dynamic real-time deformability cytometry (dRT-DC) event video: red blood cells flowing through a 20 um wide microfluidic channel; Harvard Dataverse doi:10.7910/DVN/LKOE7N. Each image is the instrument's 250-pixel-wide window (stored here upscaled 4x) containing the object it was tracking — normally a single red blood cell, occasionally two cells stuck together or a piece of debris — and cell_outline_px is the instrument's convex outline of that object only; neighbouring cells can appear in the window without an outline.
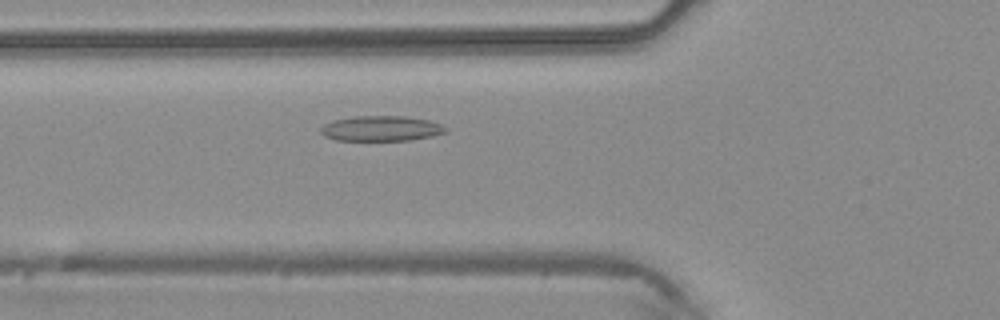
{"species": "common noctule bat (a hibernating species)", "species_latin": "Nyctalus noctula", "temperature_condition": "warm", "stored_images_in_passage": 41, "camera_frame_rate_fps": 3000, "um_per_image_px": 0.085, "animal": {"sex": "male", "body_mass_g": 20.4}, "frame": {"image": 1, "passage_image": 12, "time_ms": 3.667, "image_size_px": [1000, 320], "cell_outline_px": [[448, 132], [432, 136], [408, 140], [336, 140], [324, 136], [320, 132], [320, 128], [324, 124], [332, 120], [352, 116], [404, 116], [428, 120], [440, 124], [448, 128]], "centroid_in_image_um": [32.38, 10.91], "position_along_channel_um": 93.4, "area_um2": 18.44}}
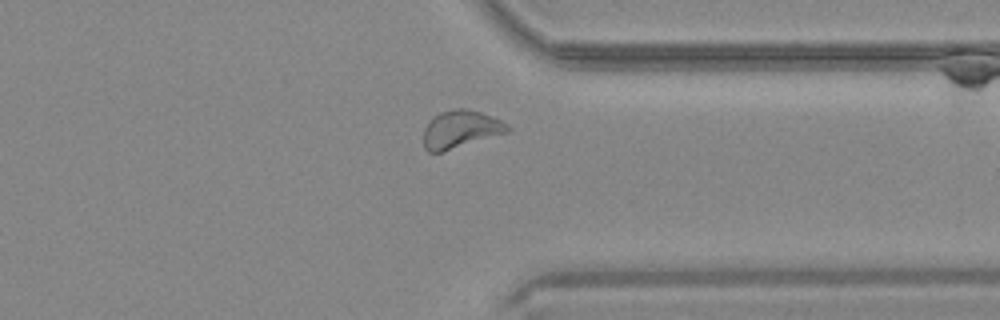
{"frame": {"image": 2, "passage_image": 31, "time_ms": 10.0, "image_size_px": [1000, 320], "cell_outline_px": [[512, 128], [508, 132], [444, 152], [428, 152], [424, 148], [424, 128], [428, 120], [432, 116], [440, 112], [452, 108], [468, 108], [480, 112], [500, 120], [508, 124]], "centroid_in_image_um": [39.12, 10.98], "position_along_channel_um": 372.3, "area_um2": 18.73}}
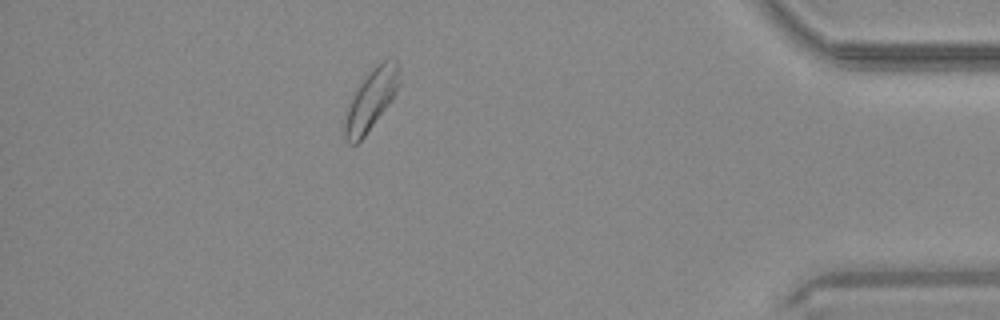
{"frame": {"image": 3, "passage_image": 36, "time_ms": 11.667, "image_size_px": [1000, 320], "cell_outline_px": [[400, 84], [396, 92], [388, 104], [364, 136], [356, 144], [348, 144], [344, 136], [344, 124], [348, 108], [356, 88], [368, 72], [376, 64], [388, 56], [396, 56], [400, 68]], "centroid_in_image_um": [31.58, 8.37], "position_along_channel_um": 403.6, "area_um2": 19.36}}